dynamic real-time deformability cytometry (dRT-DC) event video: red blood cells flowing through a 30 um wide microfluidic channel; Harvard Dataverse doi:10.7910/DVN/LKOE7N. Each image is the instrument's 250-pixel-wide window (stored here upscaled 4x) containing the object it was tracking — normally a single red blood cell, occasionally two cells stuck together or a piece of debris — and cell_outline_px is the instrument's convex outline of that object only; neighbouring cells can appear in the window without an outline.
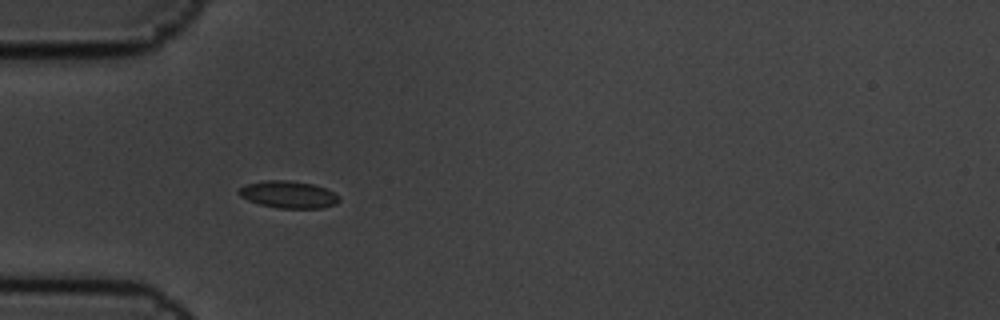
{"species": "common noctule bat (a hibernating species)", "species_latin": "Nyctalus noctula", "temperature_condition": "cold", "stored_images_in_passage": 4, "camera_frame_rate_fps": 3000, "um_per_image_px": 0.085, "animal": {"sex": "male", "body_mass_g": 19.5, "forearm_length_mm": 54.6}, "frame": {"image": 1, "passage_image": 3, "time_ms": 0.667, "image_size_px": [1000, 320], "cell_outline_px": [[340, 200], [336, 204], [320, 208], [276, 208], [260, 204], [248, 200], [240, 196], [236, 192], [240, 188], [248, 184], [264, 180], [288, 180], [312, 184], [324, 188], [340, 196]], "centroid_in_image_um": [24.51, 16.54], "position_along_channel_um": 60.5, "area_um2": 15.78}}
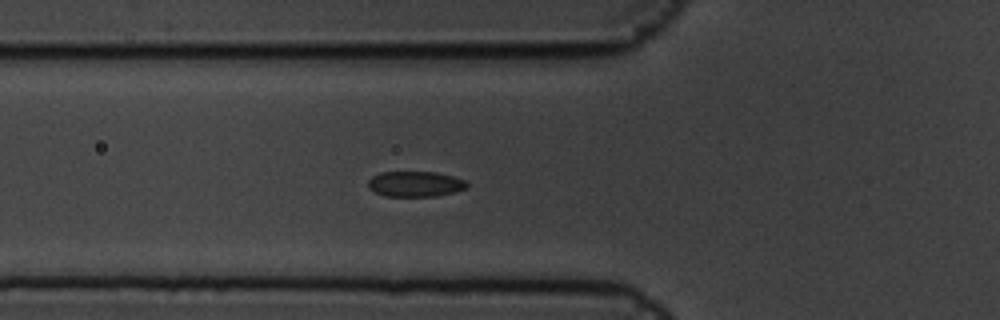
{"frame": {"image": 2, "passage_image": 4, "time_ms": 1.0, "image_size_px": [1000, 320], "cell_outline_px": [[468, 188], [456, 192], [436, 196], [384, 196], [368, 188], [368, 180], [372, 176], [380, 172], [436, 172], [452, 176], [464, 180], [468, 184]], "centroid_in_image_um": [35.3, 15.64], "position_along_channel_um": 90.5, "area_um2": 14.74}}